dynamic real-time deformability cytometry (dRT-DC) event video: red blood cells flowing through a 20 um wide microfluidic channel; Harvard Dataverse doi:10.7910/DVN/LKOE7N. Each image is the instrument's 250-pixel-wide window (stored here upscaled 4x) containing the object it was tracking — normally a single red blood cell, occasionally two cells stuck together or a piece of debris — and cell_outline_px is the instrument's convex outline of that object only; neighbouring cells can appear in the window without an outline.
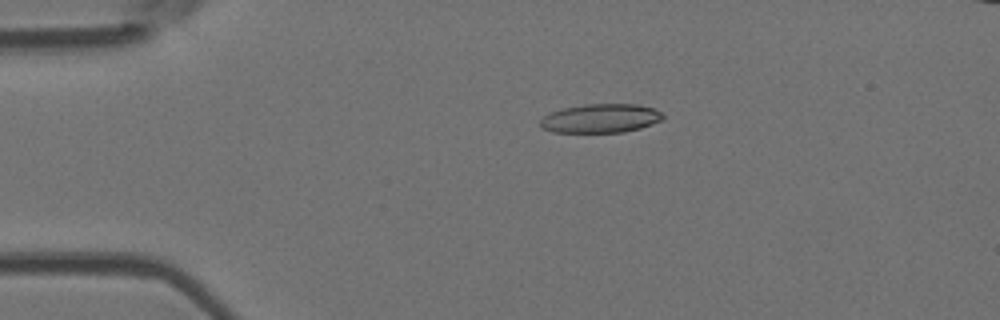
{"species": "Egyptian fruit bat (a non-hibernating species)", "species_latin": "Rousettus aegyptiacus", "temperature_condition": "room temperature", "stored_images_in_passage": 12, "camera_frame_rate_fps": 3000, "um_per_image_px": 0.085, "animal": {"sex": "female"}, "frame": {"image": 1, "passage_image": 1, "time_ms": 0.0, "image_size_px": [1000, 320], "cell_outline_px": [[664, 116], [660, 120], [640, 128], [624, 132], [552, 132], [540, 128], [540, 120], [548, 112], [564, 108], [584, 104], [640, 104], [664, 112]], "centroid_in_image_um": [51.03, 10.05], "position_along_channel_um": 34.0, "area_um2": 20.75}}
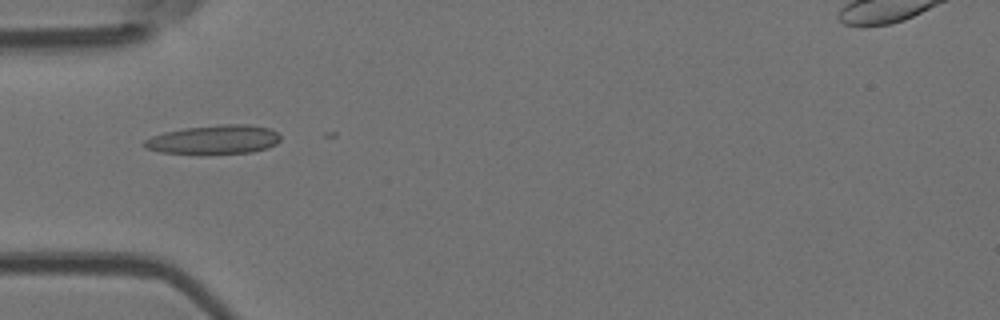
{"frame": {"image": 2, "passage_image": 7, "time_ms": 2.0, "image_size_px": [1000, 320], "cell_outline_px": [[280, 140], [276, 144], [268, 148], [252, 152], [200, 156], [160, 152], [144, 148], [140, 144], [144, 140], [152, 136], [164, 132], [184, 128], [224, 124], [248, 124], [272, 128], [280, 136]], "centroid_in_image_um": [18.15, 11.9], "position_along_channel_um": 66.8, "area_um2": 23.93}}
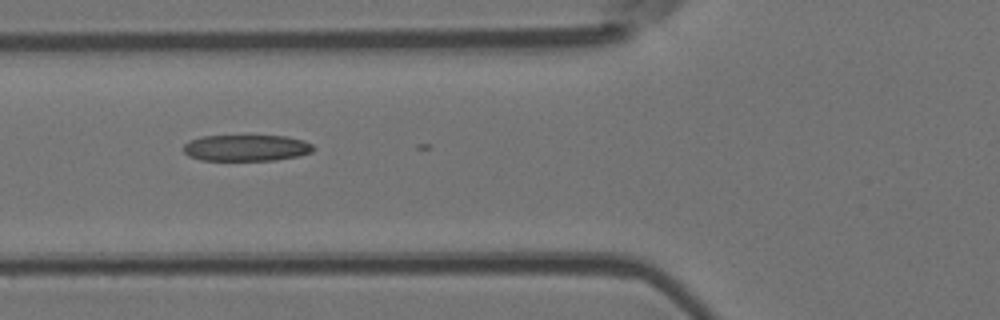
{"frame": {"image": 3, "passage_image": 10, "time_ms": 3.0, "image_size_px": [1000, 320], "cell_outline_px": [[316, 148], [312, 152], [296, 156], [276, 160], [200, 160], [188, 156], [184, 152], [184, 144], [192, 140], [204, 136], [284, 136], [304, 140], [312, 144]], "centroid_in_image_um": [20.96, 12.57], "position_along_channel_um": 104.8, "area_um2": 19.83}}